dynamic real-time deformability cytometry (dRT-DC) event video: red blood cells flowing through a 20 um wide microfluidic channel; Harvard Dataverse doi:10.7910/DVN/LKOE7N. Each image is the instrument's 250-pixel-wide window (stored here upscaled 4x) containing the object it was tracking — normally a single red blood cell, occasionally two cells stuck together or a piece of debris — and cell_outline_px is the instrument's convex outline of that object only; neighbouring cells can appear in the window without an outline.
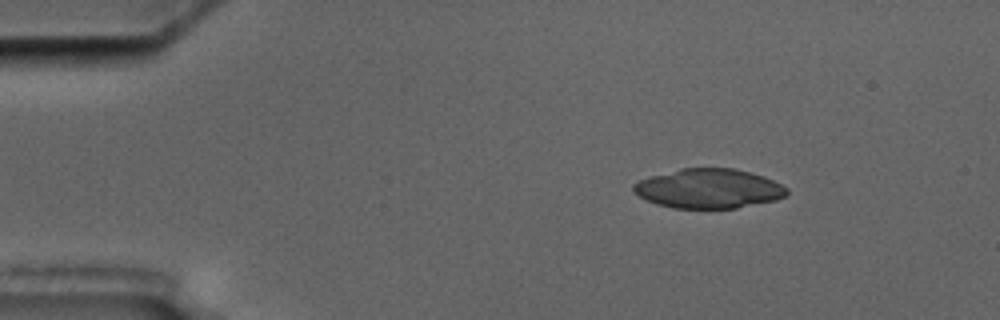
{"species": "common noctule bat (a hibernating species)", "species_latin": "Nyctalus noctula", "temperature_condition": "cold", "stored_images_in_passage": 3, "camera_frame_rate_fps": 3000, "um_per_image_px": 0.085, "animal": {"sex": "male", "body_mass_g": 17.5, "forearm_length_mm": 52.3}, "frame": {"image": 1, "passage_image": 1, "time_ms": 0.0, "image_size_px": [1000, 320], "cell_outline_px": [[788, 192], [784, 196], [776, 200], [736, 208], [672, 208], [656, 204], [632, 192], [632, 184], [640, 180], [652, 176], [680, 168], [732, 168], [764, 176], [788, 188]], "centroid_in_image_um": [60.23, 16.03], "position_along_channel_um": 24.8, "area_um2": 35.14}}